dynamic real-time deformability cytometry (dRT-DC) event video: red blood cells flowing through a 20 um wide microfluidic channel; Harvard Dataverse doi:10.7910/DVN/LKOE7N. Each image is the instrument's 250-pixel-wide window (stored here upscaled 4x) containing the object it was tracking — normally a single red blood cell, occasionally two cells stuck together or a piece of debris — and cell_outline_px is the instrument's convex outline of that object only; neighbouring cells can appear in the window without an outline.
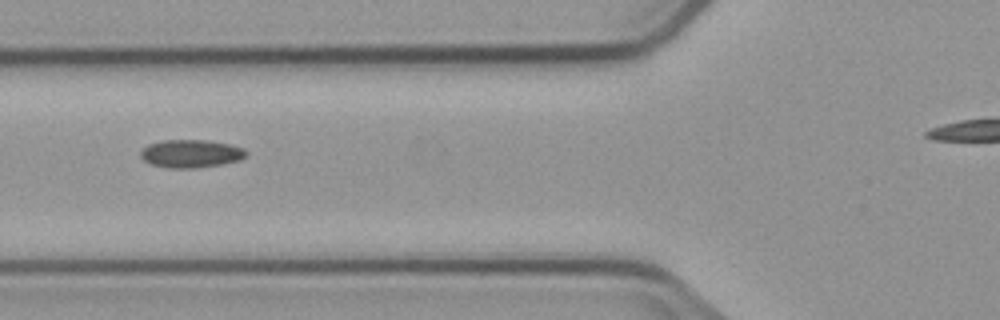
{"species": "common noctule bat (a hibernating species)", "species_latin": "Nyctalus noctula", "temperature_condition": "cold", "stored_images_in_passage": 5, "segment_of_instrument_passage": [1, 2], "camera_frame_rate_fps": 3000, "um_per_image_px": 0.085, "animal": {"sex": "male", "body_mass_g": 23.1, "forearm_length_mm": 52.7}, "frame": {"image": 1, "passage_image": 2, "time_ms": 1.333, "image_size_px": [1000, 320], "cell_outline_px": [[248, 156], [240, 160], [220, 164], [196, 168], [168, 168], [152, 164], [144, 160], [140, 156], [140, 152], [148, 144], [164, 140], [208, 140], [228, 144], [244, 148], [248, 152]], "centroid_in_image_um": [16.25, 13.06], "position_along_channel_um": 109.5, "area_um2": 17.22}}
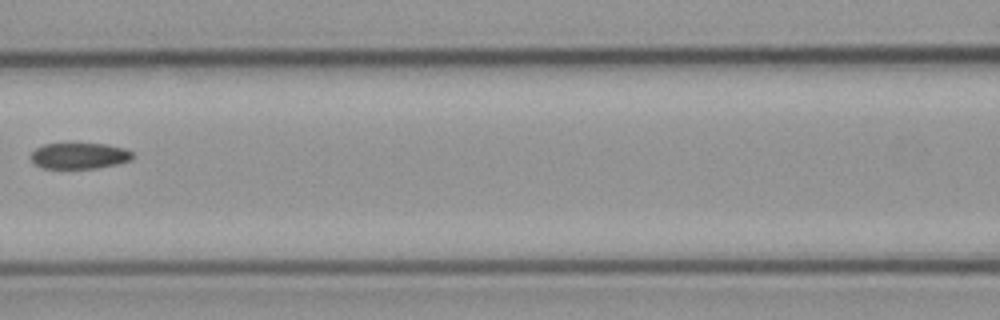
{"frame": {"image": 2, "passage_image": 3, "time_ms": 2.667, "image_size_px": [1000, 320], "cell_outline_px": [[132, 160], [116, 164], [96, 168], [44, 168], [36, 164], [32, 160], [32, 152], [36, 148], [44, 144], [104, 144], [124, 148], [132, 152]], "centroid_in_image_um": [6.76, 13.24], "position_along_channel_um": 159.8, "area_um2": 15.14}}
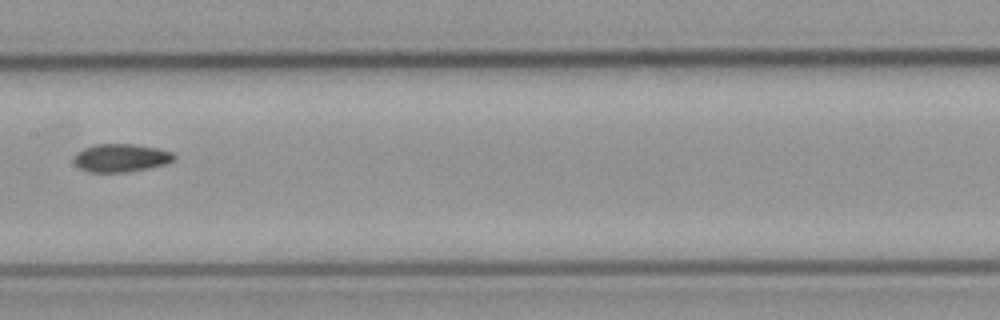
{"frame": {"image": 3, "passage_image": 4, "time_ms": 3.667, "image_size_px": [1000, 320], "cell_outline_px": [[176, 160], [168, 164], [128, 172], [88, 172], [80, 168], [72, 160], [84, 148], [92, 144], [132, 144], [156, 148], [172, 152], [176, 156]], "centroid_in_image_um": [10.32, 13.43], "position_along_channel_um": 197.1, "area_um2": 16.42}}